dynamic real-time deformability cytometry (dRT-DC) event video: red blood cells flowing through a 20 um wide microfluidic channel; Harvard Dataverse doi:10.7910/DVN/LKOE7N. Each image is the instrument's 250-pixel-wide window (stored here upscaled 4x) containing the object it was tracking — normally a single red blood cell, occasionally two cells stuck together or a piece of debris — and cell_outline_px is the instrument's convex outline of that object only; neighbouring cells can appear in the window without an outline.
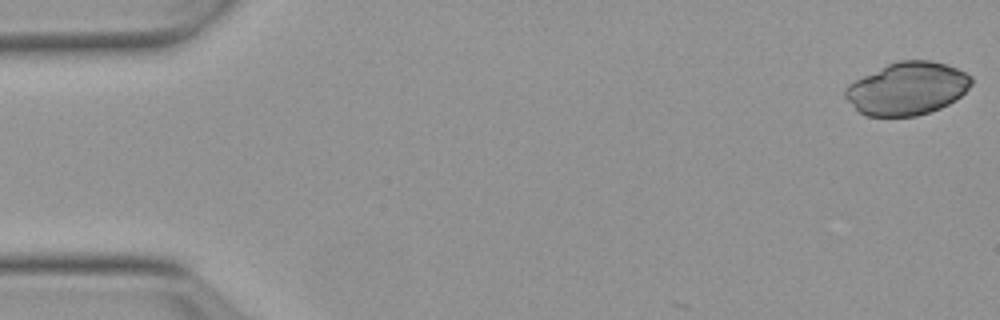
{"species": "Egyptian fruit bat (a non-hibernating species)", "species_latin": "Rousettus aegyptiacus", "temperature_condition": "warm", "stored_images_in_passage": 3, "camera_frame_rate_fps": 3000, "um_per_image_px": 0.085, "animal": {"sex": "female"}, "frame": {"image": 1, "passage_image": 1, "time_ms": 0.0, "image_size_px": [1000, 320], "cell_outline_px": [[972, 84], [956, 100], [940, 108], [916, 116], [864, 116], [844, 96], [844, 88], [848, 84], [888, 64], [900, 60], [928, 60], [948, 64], [972, 76]], "centroid_in_image_um": [77.13, 7.53], "position_along_channel_um": 7.9, "area_um2": 38.49}}